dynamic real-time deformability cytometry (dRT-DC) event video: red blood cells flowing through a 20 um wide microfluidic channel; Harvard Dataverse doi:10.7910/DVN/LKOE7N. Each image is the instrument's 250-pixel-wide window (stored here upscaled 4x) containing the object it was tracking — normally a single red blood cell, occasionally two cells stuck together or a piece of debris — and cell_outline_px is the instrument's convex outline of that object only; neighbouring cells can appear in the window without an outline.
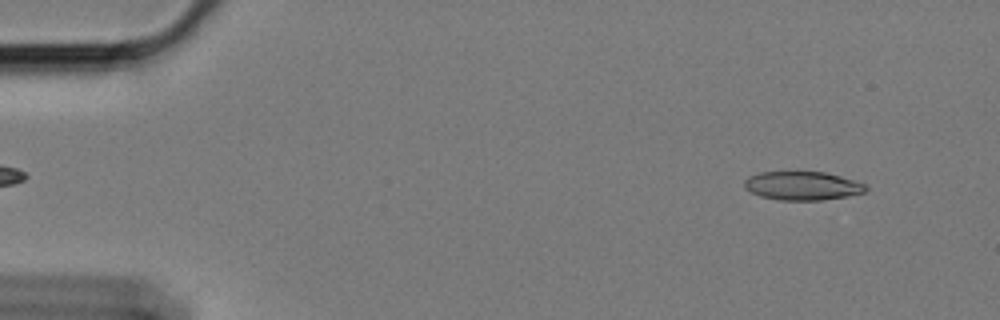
{"species": "Egyptian fruit bat (a non-hibernating species)", "species_latin": "Rousettus aegyptiacus", "temperature_condition": "cold", "stored_images_in_passage": 58, "camera_frame_rate_fps": 3000, "um_per_image_px": 0.085, "animal": {"sex": "female"}, "frame": {"image": 1, "passage_image": 5, "time_ms": 1.333, "image_size_px": [1000, 320], "cell_outline_px": [[868, 188], [864, 192], [848, 196], [820, 200], [780, 200], [760, 196], [744, 188], [744, 180], [748, 176], [760, 172], [824, 172], [840, 176], [864, 184]], "centroid_in_image_um": [68.17, 15.79], "position_along_channel_um": 16.8, "area_um2": 20.11}}
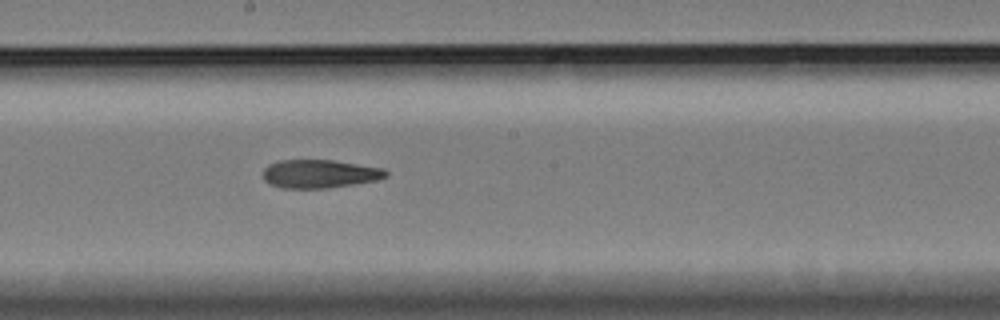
{"frame": {"image": 2, "passage_image": 32, "time_ms": 10.333, "image_size_px": [1000, 320], "cell_outline_px": [[388, 176], [376, 180], [328, 188], [280, 188], [268, 184], [264, 180], [264, 168], [268, 164], [280, 160], [332, 160], [384, 168], [388, 172]], "centroid_in_image_um": [27.15, 14.77], "position_along_channel_um": 221.1, "area_um2": 20.35}}
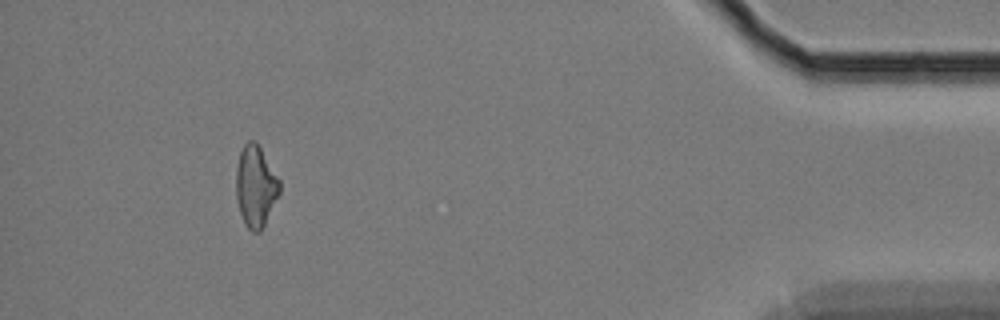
{"frame": {"image": 3, "passage_image": 54, "time_ms": 17.667, "image_size_px": [1000, 320], "cell_outline_px": [[280, 192], [260, 232], [252, 232], [244, 224], [240, 212], [236, 196], [236, 168], [240, 152], [244, 144], [248, 140], [256, 140], [280, 180]], "centroid_in_image_um": [21.72, 15.81], "position_along_channel_um": 413.5, "area_um2": 20.58}, "authors_computed_cell_mechanics": {"area_um2": 20.8947, "velocity_mm_per_s": 3.4039, "shape_relaxation_time_tau1_ms": 4.5863, "shape_relaxation_time_tau2_ms": 4.6521, "deformation_change_tau1": 0.149, "deformation_change_tau2": 0.1461}}